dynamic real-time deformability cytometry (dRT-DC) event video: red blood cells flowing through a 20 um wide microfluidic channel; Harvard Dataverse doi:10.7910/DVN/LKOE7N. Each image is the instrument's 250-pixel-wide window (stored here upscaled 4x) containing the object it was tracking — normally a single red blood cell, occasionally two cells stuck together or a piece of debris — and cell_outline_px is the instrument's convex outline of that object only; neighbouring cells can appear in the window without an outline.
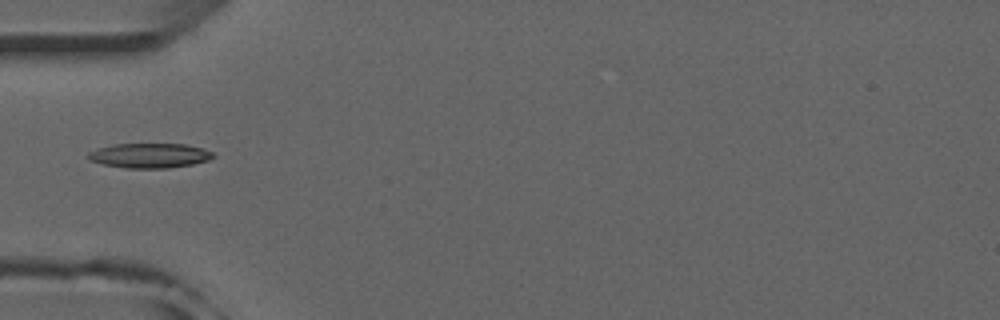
{"species": "common noctule bat (a hibernating species)", "species_latin": "Nyctalus noctula", "temperature_condition": "room temperature", "stored_images_in_passage": 36, "camera_frame_rate_fps": 3000, "um_per_image_px": 0.085, "animal": {"sex": "male", "forearm_length_mm": 52.5}, "frame": {"image": 1, "passage_image": 1, "time_ms": 0.0, "image_size_px": [1000, 320], "cell_outline_px": [[216, 156], [208, 160], [192, 164], [168, 168], [124, 168], [104, 164], [88, 160], [88, 152], [96, 148], [112, 144], [184, 144], [204, 148], [212, 152]], "centroid_in_image_um": [12.7, 13.22], "position_along_channel_um": 72.3, "area_um2": 18.09}}
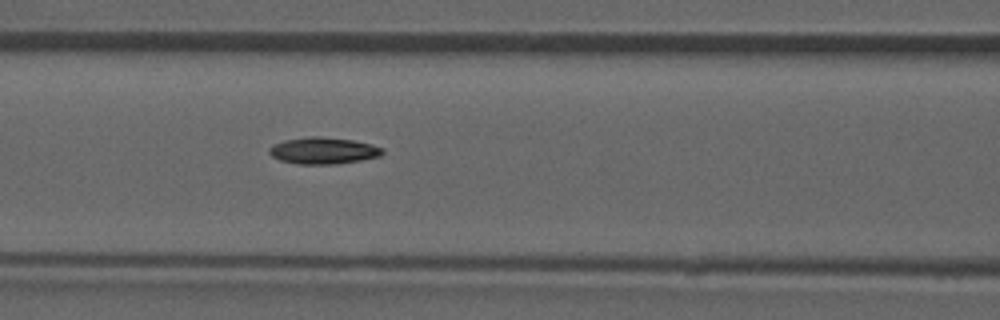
{"frame": {"image": 2, "passage_image": 6, "time_ms": 1.667, "image_size_px": [1000, 320], "cell_outline_px": [[384, 152], [380, 156], [360, 160], [336, 164], [296, 164], [280, 160], [272, 156], [268, 152], [268, 148], [272, 144], [284, 140], [308, 136], [320, 136], [352, 140], [384, 148]], "centroid_in_image_um": [27.43, 12.8], "position_along_channel_um": 139.2, "area_um2": 17.63}}